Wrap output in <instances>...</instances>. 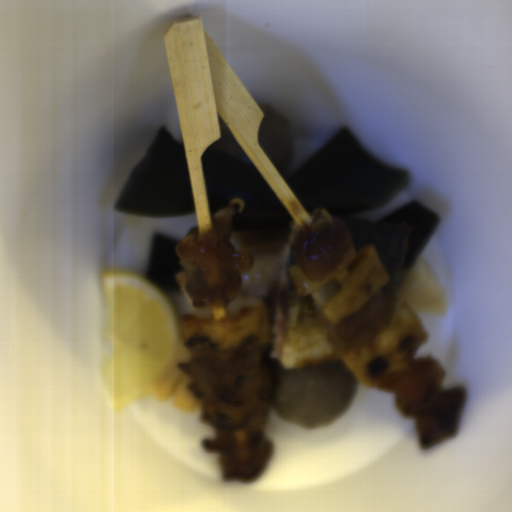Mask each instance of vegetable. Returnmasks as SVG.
<instances>
[{"instance_id": "vegetable-1", "label": "vegetable", "mask_w": 512, "mask_h": 512, "mask_svg": "<svg viewBox=\"0 0 512 512\" xmlns=\"http://www.w3.org/2000/svg\"><path fill=\"white\" fill-rule=\"evenodd\" d=\"M181 339L191 358L237 351L271 340L267 310L252 296H235L225 305L195 307L183 316Z\"/></svg>"}, {"instance_id": "vegetable-2", "label": "vegetable", "mask_w": 512, "mask_h": 512, "mask_svg": "<svg viewBox=\"0 0 512 512\" xmlns=\"http://www.w3.org/2000/svg\"><path fill=\"white\" fill-rule=\"evenodd\" d=\"M351 263L321 281H312L299 265L288 269L297 294L311 296L334 324L367 305L388 283L376 246H368Z\"/></svg>"}, {"instance_id": "vegetable-3", "label": "vegetable", "mask_w": 512, "mask_h": 512, "mask_svg": "<svg viewBox=\"0 0 512 512\" xmlns=\"http://www.w3.org/2000/svg\"><path fill=\"white\" fill-rule=\"evenodd\" d=\"M428 338L424 324L403 304L376 337L366 345L341 351V359L364 387L372 388L409 367Z\"/></svg>"}]
</instances>
